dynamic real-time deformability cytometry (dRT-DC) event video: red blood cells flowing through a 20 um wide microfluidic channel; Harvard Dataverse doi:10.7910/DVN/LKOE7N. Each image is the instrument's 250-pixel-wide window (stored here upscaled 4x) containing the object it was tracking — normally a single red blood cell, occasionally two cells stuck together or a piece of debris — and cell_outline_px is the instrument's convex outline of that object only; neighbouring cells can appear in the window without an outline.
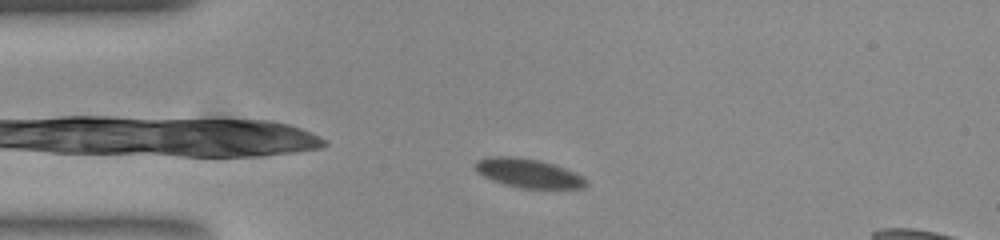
{"species": "common noctule bat (a hibernating species)", "species_latin": "Nyctalus noctula", "temperature_condition": "room temperature", "stored_images_in_passage": 45, "camera_frame_rate_fps": 3000, "um_per_image_px": 0.085, "animal": {"sex": "female", "body_mass_g": 23.0, "forearm_length_mm": 53.4}, "frame": {"image": 1, "passage_image": 1, "time_ms": 0.0, "image_size_px": [1000, 240], "cell_outline_px": [[588, 184], [584, 188], [520, 188], [504, 184], [492, 180], [476, 172], [476, 160], [496, 156], [512, 156], [540, 160], [564, 168], [580, 176]], "centroid_in_image_um": [44.87, 14.72], "position_along_channel_um": 40.1, "area_um2": 18.38}}
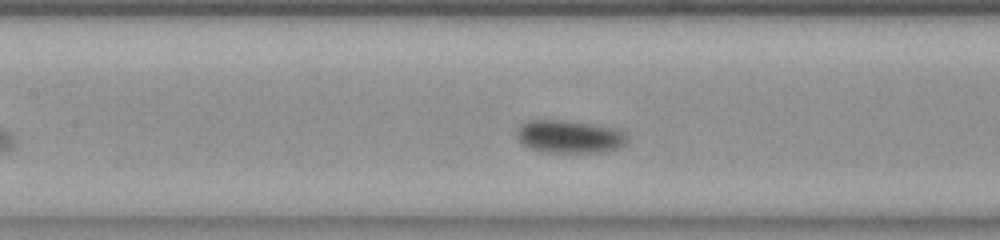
{"frame": {"image": 2, "passage_image": 13, "time_ms": 4.0, "image_size_px": [1000, 240], "cell_outline_px": [[628, 140], [620, 148], [600, 152], [544, 152], [532, 148], [524, 144], [520, 140], [520, 124], [524, 120], [568, 120], [596, 124], [616, 128], [624, 132], [628, 136]], "centroid_in_image_um": [48.49, 11.59], "position_along_channel_um": 158.9, "area_um2": 21.1}}
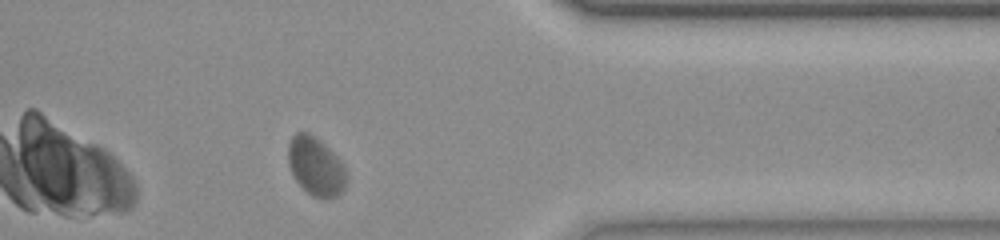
{"frame": {"image": 3, "passage_image": 33, "time_ms": 10.667, "image_size_px": [1000, 240], "cell_outline_px": [[344, 188], [336, 196], [328, 200], [324, 200], [312, 196], [296, 180], [288, 164], [288, 144], [292, 136], [296, 132], [308, 132], [336, 156], [344, 168]], "centroid_in_image_um": [26.79, 14.16], "position_along_channel_um": 384.6, "area_um2": 19.31}, "authors_computed_cell_mechanics": {"area_um2": 20.0566, "velocity_mm_per_s": 3.6377, "shape_relaxation_time_tau1_ms": 0.761, "shape_relaxation_time_tau2_ms": null, "deformation_change_tau1": 0.0782, "deformation_change_tau2": null}}